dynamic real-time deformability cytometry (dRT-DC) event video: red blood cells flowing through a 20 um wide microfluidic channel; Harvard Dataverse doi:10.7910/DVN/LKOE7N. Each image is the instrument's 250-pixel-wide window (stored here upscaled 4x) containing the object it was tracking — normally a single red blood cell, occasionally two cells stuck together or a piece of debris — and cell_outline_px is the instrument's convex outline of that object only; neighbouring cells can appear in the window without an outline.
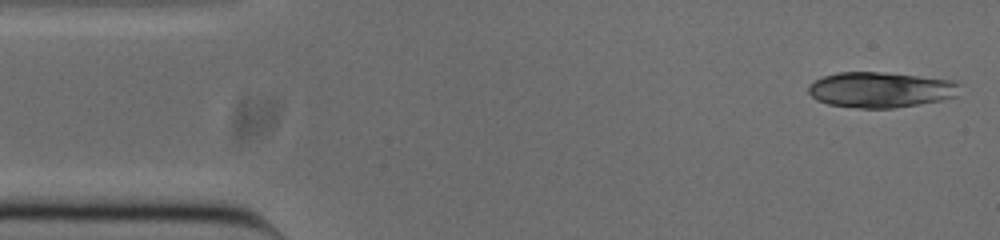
{"species": "common noctule bat (a hibernating species)", "species_latin": "Nyctalus noctula", "temperature_condition": "cold", "stored_images_in_passage": 50, "camera_frame_rate_fps": 3000, "um_per_image_px": 0.085, "animal": {"sex": "male", "body_mass_g": 20.0, "forearm_length_mm": 53.3}, "frame": {"image": 1, "passage_image": 1, "time_ms": 0.0, "image_size_px": [1000, 240], "cell_outline_px": [[960, 84], [956, 96], [940, 100], [920, 104], [896, 108], [860, 108], [828, 104], [816, 100], [808, 92], [808, 84], [824, 76], [840, 72], [884, 72], [948, 80]], "centroid_in_image_um": [74.8, 7.63], "position_along_channel_um": 10.2, "area_um2": 31.1}}
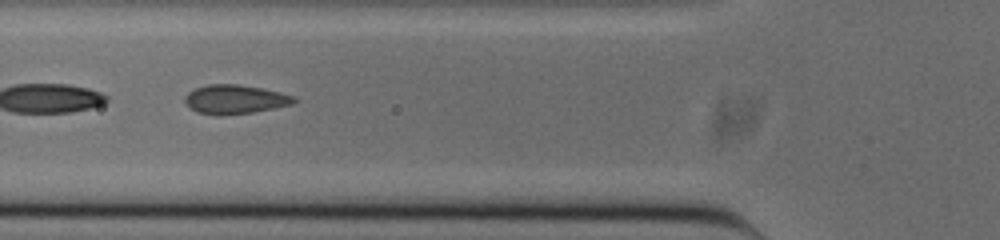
{"frame": {"image": 2, "passage_image": 17, "time_ms": 5.333, "image_size_px": [1000, 240], "cell_outline_px": [[296, 100], [292, 104], [252, 112], [216, 116], [196, 112], [184, 100], [184, 96], [188, 92], [196, 88], [208, 84], [240, 84], [280, 92], [296, 96]], "centroid_in_image_um": [19.96, 8.44], "position_along_channel_um": 105.8, "area_um2": 18.38}}
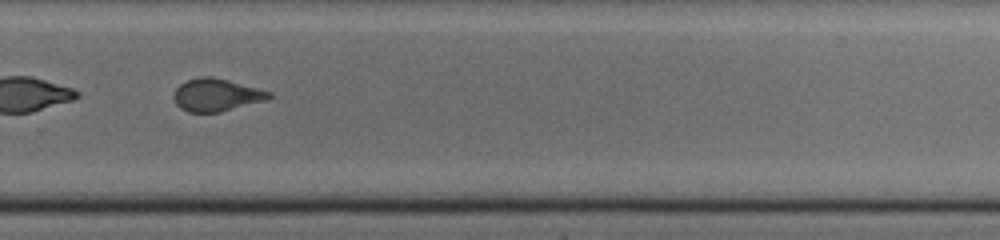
{"frame": {"image": 3, "passage_image": 33, "time_ms": 10.667, "image_size_px": [1000, 240], "cell_outline_px": [[272, 96], [268, 100], [220, 112], [188, 112], [180, 108], [176, 104], [172, 96], [176, 88], [180, 84], [188, 80], [200, 76], [212, 76], [228, 80], [272, 92]], "centroid_in_image_um": [18.39, 8.07], "position_along_channel_um": 311.4, "area_um2": 18.21}, "authors_computed_cell_mechanics": {"area_um2": 18.7561, "velocity_mm_per_s": 3.8626, "shape_relaxation_time_tau1_ms": null, "shape_relaxation_time_tau2_ms": 0.5475, "deformation_change_tau1": null, "deformation_change_tau2": 0.0519}}